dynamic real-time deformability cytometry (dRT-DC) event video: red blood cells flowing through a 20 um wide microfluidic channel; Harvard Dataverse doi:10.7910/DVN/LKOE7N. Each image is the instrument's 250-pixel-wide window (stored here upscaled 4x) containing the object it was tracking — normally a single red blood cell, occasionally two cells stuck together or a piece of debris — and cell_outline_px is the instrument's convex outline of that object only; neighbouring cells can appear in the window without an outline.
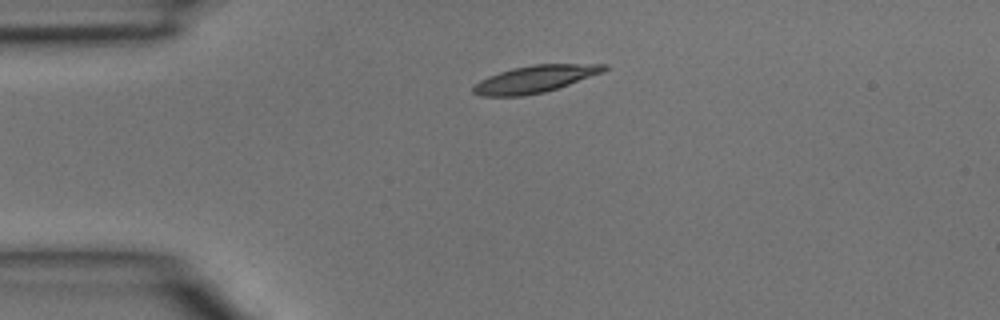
{"species": "common noctule bat (a hibernating species)", "species_latin": "Nyctalus noctula", "temperature_condition": "room temperature", "stored_images_in_passage": 3, "camera_frame_rate_fps": 3000, "um_per_image_px": 0.085, "animal": {"sex": "male", "body_mass_g": 15.6}, "frame": {"image": 1, "passage_image": 1, "time_ms": 0.0, "image_size_px": [1000, 320], "cell_outline_px": [[608, 68], [604, 72], [544, 92], [520, 96], [480, 96], [472, 92], [472, 88], [480, 80], [488, 76], [512, 68], [532, 64], [608, 64]], "centroid_in_image_um": [45.46, 6.71], "position_along_channel_um": 39.5, "area_um2": 20.52}}